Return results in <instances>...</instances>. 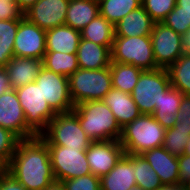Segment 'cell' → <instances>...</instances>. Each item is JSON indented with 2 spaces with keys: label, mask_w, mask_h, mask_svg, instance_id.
Masks as SVG:
<instances>
[{
  "label": "cell",
  "mask_w": 190,
  "mask_h": 190,
  "mask_svg": "<svg viewBox=\"0 0 190 190\" xmlns=\"http://www.w3.org/2000/svg\"><path fill=\"white\" fill-rule=\"evenodd\" d=\"M7 172L27 190H44L55 180L46 142L40 136L19 140Z\"/></svg>",
  "instance_id": "6da1fadb"
},
{
  "label": "cell",
  "mask_w": 190,
  "mask_h": 190,
  "mask_svg": "<svg viewBox=\"0 0 190 190\" xmlns=\"http://www.w3.org/2000/svg\"><path fill=\"white\" fill-rule=\"evenodd\" d=\"M72 112L91 141L120 140L122 129L102 100L79 103Z\"/></svg>",
  "instance_id": "7a4b0ae2"
},
{
  "label": "cell",
  "mask_w": 190,
  "mask_h": 190,
  "mask_svg": "<svg viewBox=\"0 0 190 190\" xmlns=\"http://www.w3.org/2000/svg\"><path fill=\"white\" fill-rule=\"evenodd\" d=\"M166 129L152 116L141 114L122 128L120 144L128 154H142L144 151L163 145Z\"/></svg>",
  "instance_id": "3957f363"
},
{
  "label": "cell",
  "mask_w": 190,
  "mask_h": 190,
  "mask_svg": "<svg viewBox=\"0 0 190 190\" xmlns=\"http://www.w3.org/2000/svg\"><path fill=\"white\" fill-rule=\"evenodd\" d=\"M68 80L74 106L86 101L102 100L112 89L110 67L99 70L79 68Z\"/></svg>",
  "instance_id": "277c9868"
},
{
  "label": "cell",
  "mask_w": 190,
  "mask_h": 190,
  "mask_svg": "<svg viewBox=\"0 0 190 190\" xmlns=\"http://www.w3.org/2000/svg\"><path fill=\"white\" fill-rule=\"evenodd\" d=\"M40 137L47 145H60L67 148H88L92 142L72 111L57 113Z\"/></svg>",
  "instance_id": "5b68a950"
},
{
  "label": "cell",
  "mask_w": 190,
  "mask_h": 190,
  "mask_svg": "<svg viewBox=\"0 0 190 190\" xmlns=\"http://www.w3.org/2000/svg\"><path fill=\"white\" fill-rule=\"evenodd\" d=\"M111 62L132 64L143 71L157 69L150 35L115 36L111 48Z\"/></svg>",
  "instance_id": "8992f818"
},
{
  "label": "cell",
  "mask_w": 190,
  "mask_h": 190,
  "mask_svg": "<svg viewBox=\"0 0 190 190\" xmlns=\"http://www.w3.org/2000/svg\"><path fill=\"white\" fill-rule=\"evenodd\" d=\"M25 114L27 127L40 136L48 123L57 114L43 98L41 89L36 82L15 89Z\"/></svg>",
  "instance_id": "52a82bcc"
},
{
  "label": "cell",
  "mask_w": 190,
  "mask_h": 190,
  "mask_svg": "<svg viewBox=\"0 0 190 190\" xmlns=\"http://www.w3.org/2000/svg\"><path fill=\"white\" fill-rule=\"evenodd\" d=\"M171 87L166 69L144 70L131 95L142 114H152Z\"/></svg>",
  "instance_id": "ba28073f"
},
{
  "label": "cell",
  "mask_w": 190,
  "mask_h": 190,
  "mask_svg": "<svg viewBox=\"0 0 190 190\" xmlns=\"http://www.w3.org/2000/svg\"><path fill=\"white\" fill-rule=\"evenodd\" d=\"M54 179L64 181L91 173L86 157L88 148H67L60 145H47Z\"/></svg>",
  "instance_id": "9c48e42d"
},
{
  "label": "cell",
  "mask_w": 190,
  "mask_h": 190,
  "mask_svg": "<svg viewBox=\"0 0 190 190\" xmlns=\"http://www.w3.org/2000/svg\"><path fill=\"white\" fill-rule=\"evenodd\" d=\"M35 82L39 85L43 98L56 113L71 112L74 109L68 77L42 67Z\"/></svg>",
  "instance_id": "30bf717a"
},
{
  "label": "cell",
  "mask_w": 190,
  "mask_h": 190,
  "mask_svg": "<svg viewBox=\"0 0 190 190\" xmlns=\"http://www.w3.org/2000/svg\"><path fill=\"white\" fill-rule=\"evenodd\" d=\"M150 38L158 68L167 69L184 54L183 36L162 22H155Z\"/></svg>",
  "instance_id": "8fae6325"
},
{
  "label": "cell",
  "mask_w": 190,
  "mask_h": 190,
  "mask_svg": "<svg viewBox=\"0 0 190 190\" xmlns=\"http://www.w3.org/2000/svg\"><path fill=\"white\" fill-rule=\"evenodd\" d=\"M46 31L31 23L24 16L14 40V56L43 60L46 53Z\"/></svg>",
  "instance_id": "7c38bea8"
},
{
  "label": "cell",
  "mask_w": 190,
  "mask_h": 190,
  "mask_svg": "<svg viewBox=\"0 0 190 190\" xmlns=\"http://www.w3.org/2000/svg\"><path fill=\"white\" fill-rule=\"evenodd\" d=\"M0 127L10 130L20 140L36 137L26 125L15 89L11 88L0 96Z\"/></svg>",
  "instance_id": "4fadbf2b"
},
{
  "label": "cell",
  "mask_w": 190,
  "mask_h": 190,
  "mask_svg": "<svg viewBox=\"0 0 190 190\" xmlns=\"http://www.w3.org/2000/svg\"><path fill=\"white\" fill-rule=\"evenodd\" d=\"M70 0H37L24 11V17L47 31L65 24Z\"/></svg>",
  "instance_id": "5bb4252c"
},
{
  "label": "cell",
  "mask_w": 190,
  "mask_h": 190,
  "mask_svg": "<svg viewBox=\"0 0 190 190\" xmlns=\"http://www.w3.org/2000/svg\"><path fill=\"white\" fill-rule=\"evenodd\" d=\"M124 154L119 140L92 141L86 150L91 173L99 177L109 173Z\"/></svg>",
  "instance_id": "9a60e30c"
},
{
  "label": "cell",
  "mask_w": 190,
  "mask_h": 190,
  "mask_svg": "<svg viewBox=\"0 0 190 190\" xmlns=\"http://www.w3.org/2000/svg\"><path fill=\"white\" fill-rule=\"evenodd\" d=\"M159 176L163 185H178L179 163L177 156L170 154L162 146L141 154Z\"/></svg>",
  "instance_id": "2e32d148"
},
{
  "label": "cell",
  "mask_w": 190,
  "mask_h": 190,
  "mask_svg": "<svg viewBox=\"0 0 190 190\" xmlns=\"http://www.w3.org/2000/svg\"><path fill=\"white\" fill-rule=\"evenodd\" d=\"M101 190H129L136 185L133 154L125 153L109 173L100 177Z\"/></svg>",
  "instance_id": "e0dca14e"
},
{
  "label": "cell",
  "mask_w": 190,
  "mask_h": 190,
  "mask_svg": "<svg viewBox=\"0 0 190 190\" xmlns=\"http://www.w3.org/2000/svg\"><path fill=\"white\" fill-rule=\"evenodd\" d=\"M102 101L113 112L121 129L142 114L136 103L133 101L131 94L114 88L104 96Z\"/></svg>",
  "instance_id": "ac0fdd59"
},
{
  "label": "cell",
  "mask_w": 190,
  "mask_h": 190,
  "mask_svg": "<svg viewBox=\"0 0 190 190\" xmlns=\"http://www.w3.org/2000/svg\"><path fill=\"white\" fill-rule=\"evenodd\" d=\"M42 67L43 62L40 59L14 56L4 69L8 74L11 88L17 89L35 82Z\"/></svg>",
  "instance_id": "d6986e66"
},
{
  "label": "cell",
  "mask_w": 190,
  "mask_h": 190,
  "mask_svg": "<svg viewBox=\"0 0 190 190\" xmlns=\"http://www.w3.org/2000/svg\"><path fill=\"white\" fill-rule=\"evenodd\" d=\"M155 21L140 6L114 25L115 36L136 37L151 35Z\"/></svg>",
  "instance_id": "ffe728a7"
},
{
  "label": "cell",
  "mask_w": 190,
  "mask_h": 190,
  "mask_svg": "<svg viewBox=\"0 0 190 190\" xmlns=\"http://www.w3.org/2000/svg\"><path fill=\"white\" fill-rule=\"evenodd\" d=\"M81 33L63 24L46 31V52L77 54Z\"/></svg>",
  "instance_id": "44dd1931"
},
{
  "label": "cell",
  "mask_w": 190,
  "mask_h": 190,
  "mask_svg": "<svg viewBox=\"0 0 190 190\" xmlns=\"http://www.w3.org/2000/svg\"><path fill=\"white\" fill-rule=\"evenodd\" d=\"M111 48L81 38L77 49L79 68L99 70L109 67Z\"/></svg>",
  "instance_id": "7402d4cb"
},
{
  "label": "cell",
  "mask_w": 190,
  "mask_h": 190,
  "mask_svg": "<svg viewBox=\"0 0 190 190\" xmlns=\"http://www.w3.org/2000/svg\"><path fill=\"white\" fill-rule=\"evenodd\" d=\"M99 14L97 0H70L65 24L81 31Z\"/></svg>",
  "instance_id": "603a6c76"
},
{
  "label": "cell",
  "mask_w": 190,
  "mask_h": 190,
  "mask_svg": "<svg viewBox=\"0 0 190 190\" xmlns=\"http://www.w3.org/2000/svg\"><path fill=\"white\" fill-rule=\"evenodd\" d=\"M183 94L176 88L171 87L158 104V107L152 113V116L165 128H172L177 122L176 114L179 112V105Z\"/></svg>",
  "instance_id": "cb8c5ba5"
},
{
  "label": "cell",
  "mask_w": 190,
  "mask_h": 190,
  "mask_svg": "<svg viewBox=\"0 0 190 190\" xmlns=\"http://www.w3.org/2000/svg\"><path fill=\"white\" fill-rule=\"evenodd\" d=\"M81 38L106 47H112L115 28L103 16L98 14L81 31Z\"/></svg>",
  "instance_id": "d4e9b609"
},
{
  "label": "cell",
  "mask_w": 190,
  "mask_h": 190,
  "mask_svg": "<svg viewBox=\"0 0 190 190\" xmlns=\"http://www.w3.org/2000/svg\"><path fill=\"white\" fill-rule=\"evenodd\" d=\"M109 67L112 77V88L131 94L143 70L132 64L117 62H111Z\"/></svg>",
  "instance_id": "484cf974"
},
{
  "label": "cell",
  "mask_w": 190,
  "mask_h": 190,
  "mask_svg": "<svg viewBox=\"0 0 190 190\" xmlns=\"http://www.w3.org/2000/svg\"><path fill=\"white\" fill-rule=\"evenodd\" d=\"M142 0H99V14L113 25L142 6Z\"/></svg>",
  "instance_id": "4316f807"
},
{
  "label": "cell",
  "mask_w": 190,
  "mask_h": 190,
  "mask_svg": "<svg viewBox=\"0 0 190 190\" xmlns=\"http://www.w3.org/2000/svg\"><path fill=\"white\" fill-rule=\"evenodd\" d=\"M42 62L46 69L66 77L79 69L77 54L46 52Z\"/></svg>",
  "instance_id": "83f0119b"
},
{
  "label": "cell",
  "mask_w": 190,
  "mask_h": 190,
  "mask_svg": "<svg viewBox=\"0 0 190 190\" xmlns=\"http://www.w3.org/2000/svg\"><path fill=\"white\" fill-rule=\"evenodd\" d=\"M166 70L171 86L190 95V55L184 53Z\"/></svg>",
  "instance_id": "f1b7e54d"
},
{
  "label": "cell",
  "mask_w": 190,
  "mask_h": 190,
  "mask_svg": "<svg viewBox=\"0 0 190 190\" xmlns=\"http://www.w3.org/2000/svg\"><path fill=\"white\" fill-rule=\"evenodd\" d=\"M19 20H0V67H5L14 57V40Z\"/></svg>",
  "instance_id": "f546056e"
},
{
  "label": "cell",
  "mask_w": 190,
  "mask_h": 190,
  "mask_svg": "<svg viewBox=\"0 0 190 190\" xmlns=\"http://www.w3.org/2000/svg\"><path fill=\"white\" fill-rule=\"evenodd\" d=\"M133 167L136 185L143 190H156L163 184L141 154H133Z\"/></svg>",
  "instance_id": "4dcf8cb0"
},
{
  "label": "cell",
  "mask_w": 190,
  "mask_h": 190,
  "mask_svg": "<svg viewBox=\"0 0 190 190\" xmlns=\"http://www.w3.org/2000/svg\"><path fill=\"white\" fill-rule=\"evenodd\" d=\"M190 137V129L184 128H168L165 132V137L162 147L170 154L179 156L185 151V146Z\"/></svg>",
  "instance_id": "1f68e13d"
},
{
  "label": "cell",
  "mask_w": 190,
  "mask_h": 190,
  "mask_svg": "<svg viewBox=\"0 0 190 190\" xmlns=\"http://www.w3.org/2000/svg\"><path fill=\"white\" fill-rule=\"evenodd\" d=\"M162 23L183 36L190 29V10H181L175 5Z\"/></svg>",
  "instance_id": "d6a6232c"
},
{
  "label": "cell",
  "mask_w": 190,
  "mask_h": 190,
  "mask_svg": "<svg viewBox=\"0 0 190 190\" xmlns=\"http://www.w3.org/2000/svg\"><path fill=\"white\" fill-rule=\"evenodd\" d=\"M142 7L155 22H162L176 5V0H142Z\"/></svg>",
  "instance_id": "836d02e7"
},
{
  "label": "cell",
  "mask_w": 190,
  "mask_h": 190,
  "mask_svg": "<svg viewBox=\"0 0 190 190\" xmlns=\"http://www.w3.org/2000/svg\"><path fill=\"white\" fill-rule=\"evenodd\" d=\"M20 139L10 130L0 127V159L7 165Z\"/></svg>",
  "instance_id": "e575fe53"
},
{
  "label": "cell",
  "mask_w": 190,
  "mask_h": 190,
  "mask_svg": "<svg viewBox=\"0 0 190 190\" xmlns=\"http://www.w3.org/2000/svg\"><path fill=\"white\" fill-rule=\"evenodd\" d=\"M66 190H101L100 177L92 173L63 181Z\"/></svg>",
  "instance_id": "d590c367"
},
{
  "label": "cell",
  "mask_w": 190,
  "mask_h": 190,
  "mask_svg": "<svg viewBox=\"0 0 190 190\" xmlns=\"http://www.w3.org/2000/svg\"><path fill=\"white\" fill-rule=\"evenodd\" d=\"M178 111L176 114L177 122L173 128L190 129V95L183 94Z\"/></svg>",
  "instance_id": "8d00e7d4"
},
{
  "label": "cell",
  "mask_w": 190,
  "mask_h": 190,
  "mask_svg": "<svg viewBox=\"0 0 190 190\" xmlns=\"http://www.w3.org/2000/svg\"><path fill=\"white\" fill-rule=\"evenodd\" d=\"M23 16L24 12L16 2L0 0V20L21 19Z\"/></svg>",
  "instance_id": "74e56055"
},
{
  "label": "cell",
  "mask_w": 190,
  "mask_h": 190,
  "mask_svg": "<svg viewBox=\"0 0 190 190\" xmlns=\"http://www.w3.org/2000/svg\"><path fill=\"white\" fill-rule=\"evenodd\" d=\"M179 163V180L178 185L187 187L190 183V156L182 154L177 156Z\"/></svg>",
  "instance_id": "f35d334b"
},
{
  "label": "cell",
  "mask_w": 190,
  "mask_h": 190,
  "mask_svg": "<svg viewBox=\"0 0 190 190\" xmlns=\"http://www.w3.org/2000/svg\"><path fill=\"white\" fill-rule=\"evenodd\" d=\"M0 190H27L7 171L0 177Z\"/></svg>",
  "instance_id": "ab89813d"
},
{
  "label": "cell",
  "mask_w": 190,
  "mask_h": 190,
  "mask_svg": "<svg viewBox=\"0 0 190 190\" xmlns=\"http://www.w3.org/2000/svg\"><path fill=\"white\" fill-rule=\"evenodd\" d=\"M10 89L8 74L4 67H0V96Z\"/></svg>",
  "instance_id": "60d3db41"
},
{
  "label": "cell",
  "mask_w": 190,
  "mask_h": 190,
  "mask_svg": "<svg viewBox=\"0 0 190 190\" xmlns=\"http://www.w3.org/2000/svg\"><path fill=\"white\" fill-rule=\"evenodd\" d=\"M184 53L190 55V29L183 35Z\"/></svg>",
  "instance_id": "b9f144b4"
},
{
  "label": "cell",
  "mask_w": 190,
  "mask_h": 190,
  "mask_svg": "<svg viewBox=\"0 0 190 190\" xmlns=\"http://www.w3.org/2000/svg\"><path fill=\"white\" fill-rule=\"evenodd\" d=\"M44 190H66V187H65L63 181L54 180Z\"/></svg>",
  "instance_id": "7bdbcfd3"
},
{
  "label": "cell",
  "mask_w": 190,
  "mask_h": 190,
  "mask_svg": "<svg viewBox=\"0 0 190 190\" xmlns=\"http://www.w3.org/2000/svg\"><path fill=\"white\" fill-rule=\"evenodd\" d=\"M37 0H16L18 7L24 12L32 6Z\"/></svg>",
  "instance_id": "ee69618b"
},
{
  "label": "cell",
  "mask_w": 190,
  "mask_h": 190,
  "mask_svg": "<svg viewBox=\"0 0 190 190\" xmlns=\"http://www.w3.org/2000/svg\"><path fill=\"white\" fill-rule=\"evenodd\" d=\"M176 5L181 7V10H190V0H176Z\"/></svg>",
  "instance_id": "f6af8a7d"
},
{
  "label": "cell",
  "mask_w": 190,
  "mask_h": 190,
  "mask_svg": "<svg viewBox=\"0 0 190 190\" xmlns=\"http://www.w3.org/2000/svg\"><path fill=\"white\" fill-rule=\"evenodd\" d=\"M156 190H181V186L179 185H162Z\"/></svg>",
  "instance_id": "bcb514c9"
},
{
  "label": "cell",
  "mask_w": 190,
  "mask_h": 190,
  "mask_svg": "<svg viewBox=\"0 0 190 190\" xmlns=\"http://www.w3.org/2000/svg\"><path fill=\"white\" fill-rule=\"evenodd\" d=\"M7 171V165L0 159V177Z\"/></svg>",
  "instance_id": "7dc6e473"
},
{
  "label": "cell",
  "mask_w": 190,
  "mask_h": 190,
  "mask_svg": "<svg viewBox=\"0 0 190 190\" xmlns=\"http://www.w3.org/2000/svg\"><path fill=\"white\" fill-rule=\"evenodd\" d=\"M183 154L190 156V137H189V139L187 141V144L185 146V151H184Z\"/></svg>",
  "instance_id": "c3c4849f"
},
{
  "label": "cell",
  "mask_w": 190,
  "mask_h": 190,
  "mask_svg": "<svg viewBox=\"0 0 190 190\" xmlns=\"http://www.w3.org/2000/svg\"><path fill=\"white\" fill-rule=\"evenodd\" d=\"M129 190H143V189L141 187H139L138 185H135L133 188H131Z\"/></svg>",
  "instance_id": "681fc988"
},
{
  "label": "cell",
  "mask_w": 190,
  "mask_h": 190,
  "mask_svg": "<svg viewBox=\"0 0 190 190\" xmlns=\"http://www.w3.org/2000/svg\"><path fill=\"white\" fill-rule=\"evenodd\" d=\"M181 190H189L187 187H181Z\"/></svg>",
  "instance_id": "f907efd6"
},
{
  "label": "cell",
  "mask_w": 190,
  "mask_h": 190,
  "mask_svg": "<svg viewBox=\"0 0 190 190\" xmlns=\"http://www.w3.org/2000/svg\"><path fill=\"white\" fill-rule=\"evenodd\" d=\"M7 1H9V2H16V0H7Z\"/></svg>",
  "instance_id": "816d5d0a"
}]
</instances>
